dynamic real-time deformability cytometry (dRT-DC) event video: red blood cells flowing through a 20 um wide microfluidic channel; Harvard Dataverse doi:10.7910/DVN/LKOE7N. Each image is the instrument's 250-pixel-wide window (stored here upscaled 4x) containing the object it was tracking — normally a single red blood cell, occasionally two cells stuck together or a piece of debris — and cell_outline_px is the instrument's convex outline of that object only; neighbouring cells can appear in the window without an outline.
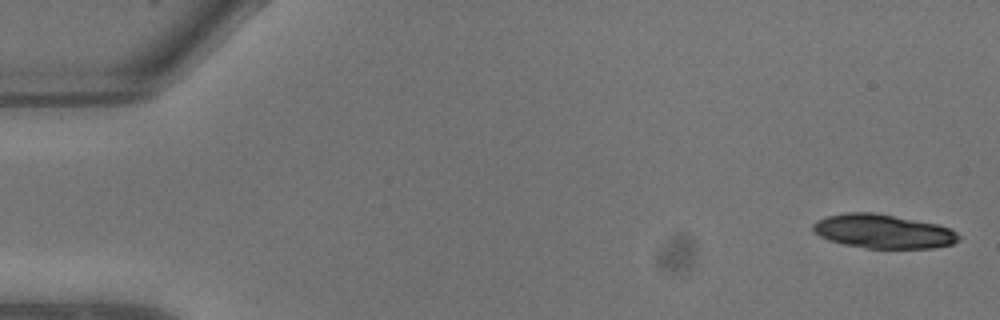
{"species": "common noctule bat (a hibernating species)", "species_latin": "Nyctalus noctula", "temperature_condition": "warm", "stored_images_in_passage": 10, "segment_of_instrument_passage": [1, 2], "camera_frame_rate_fps": 3000, "um_per_image_px": 0.085, "animal": {"sex": "male", "body_mass_g": 13.3}, "frame": {"image": 1, "passage_image": 1, "time_ms": 0.0, "image_size_px": [1000, 320], "cell_outline_px": [[960, 240], [952, 244], [932, 248], [868, 248], [844, 244], [828, 240], [820, 236], [812, 228], [812, 224], [816, 220], [828, 216], [848, 212], [872, 212], [936, 224], [948, 228], [956, 232], [960, 236]], "centroid_in_image_um": [75.05, 19.67], "position_along_channel_um": 9.9, "area_um2": 28.55}}
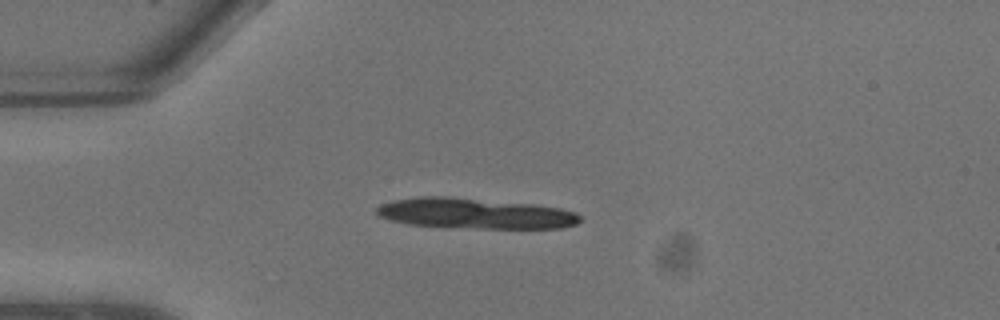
{"frame": {"image": 2, "passage_image": 6, "time_ms": 1.667, "image_size_px": [1000, 320], "cell_outline_px": [[584, 220], [576, 224], [560, 228], [480, 228], [408, 224], [376, 216], [376, 208], [380, 204], [392, 200], [416, 196], [452, 196], [532, 204], [560, 208], [576, 212]], "centroid_in_image_um": [40.37, 18.12], "position_along_channel_um": 44.6, "area_um2": 36.36}}